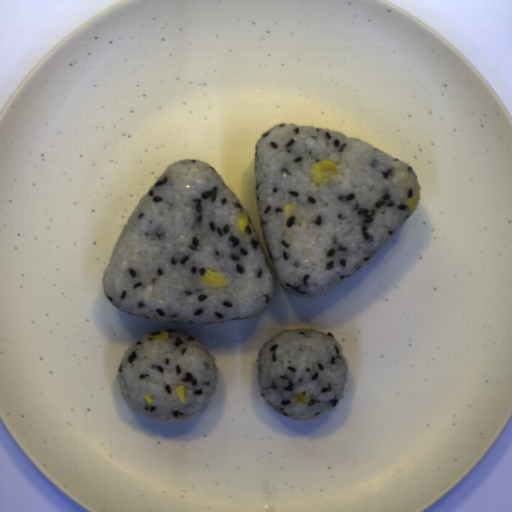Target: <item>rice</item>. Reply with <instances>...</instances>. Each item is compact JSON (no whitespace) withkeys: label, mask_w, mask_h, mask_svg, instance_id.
Instances as JSON below:
<instances>
[{"label":"rice","mask_w":512,"mask_h":512,"mask_svg":"<svg viewBox=\"0 0 512 512\" xmlns=\"http://www.w3.org/2000/svg\"><path fill=\"white\" fill-rule=\"evenodd\" d=\"M343 349L328 332L300 328L275 334L259 350L262 398L288 419L321 418L346 394L350 365Z\"/></svg>","instance_id":"acb35da6"},{"label":"rice","mask_w":512,"mask_h":512,"mask_svg":"<svg viewBox=\"0 0 512 512\" xmlns=\"http://www.w3.org/2000/svg\"><path fill=\"white\" fill-rule=\"evenodd\" d=\"M243 205L209 163L178 160L137 206L103 271L112 305L164 323L226 324L266 311L275 278ZM212 269L227 288L201 283ZM155 321V320H154Z\"/></svg>","instance_id":"023b6e5f"},{"label":"rice","mask_w":512,"mask_h":512,"mask_svg":"<svg viewBox=\"0 0 512 512\" xmlns=\"http://www.w3.org/2000/svg\"><path fill=\"white\" fill-rule=\"evenodd\" d=\"M141 336L125 351L117 379L130 410L160 422L192 420L201 415L217 387V363L204 344L180 329L167 330L168 340ZM185 385L182 404L175 387ZM150 394L152 404L144 399Z\"/></svg>","instance_id":"8eca5e8b"},{"label":"rice","mask_w":512,"mask_h":512,"mask_svg":"<svg viewBox=\"0 0 512 512\" xmlns=\"http://www.w3.org/2000/svg\"><path fill=\"white\" fill-rule=\"evenodd\" d=\"M332 159L337 174L316 184L310 167ZM258 217L283 289L312 299L374 257L413 214L420 194L408 164L372 144L328 128L279 123L254 149ZM292 217L284 223V206Z\"/></svg>","instance_id":"652b925c"}]
</instances>
